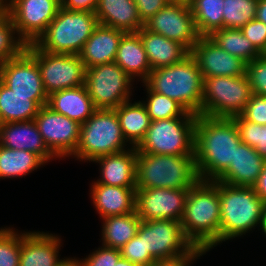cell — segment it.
I'll return each mask as SVG.
<instances>
[{"instance_id": "6da1fadb", "label": "cell", "mask_w": 266, "mask_h": 266, "mask_svg": "<svg viewBox=\"0 0 266 266\" xmlns=\"http://www.w3.org/2000/svg\"><path fill=\"white\" fill-rule=\"evenodd\" d=\"M241 142L231 118L197 115L195 161L200 180H217L233 163L235 148Z\"/></svg>"}, {"instance_id": "7a4b0ae2", "label": "cell", "mask_w": 266, "mask_h": 266, "mask_svg": "<svg viewBox=\"0 0 266 266\" xmlns=\"http://www.w3.org/2000/svg\"><path fill=\"white\" fill-rule=\"evenodd\" d=\"M220 220L217 181L199 180L189 189L180 220L185 237L209 251L220 243Z\"/></svg>"}, {"instance_id": "3957f363", "label": "cell", "mask_w": 266, "mask_h": 266, "mask_svg": "<svg viewBox=\"0 0 266 266\" xmlns=\"http://www.w3.org/2000/svg\"><path fill=\"white\" fill-rule=\"evenodd\" d=\"M220 199V243L245 235L258 224L263 229L266 203L254 187L231 186L217 181Z\"/></svg>"}, {"instance_id": "277c9868", "label": "cell", "mask_w": 266, "mask_h": 266, "mask_svg": "<svg viewBox=\"0 0 266 266\" xmlns=\"http://www.w3.org/2000/svg\"><path fill=\"white\" fill-rule=\"evenodd\" d=\"M143 83L151 91L176 101L187 112L202 115L203 77L191 55L177 64L151 70Z\"/></svg>"}, {"instance_id": "5b68a950", "label": "cell", "mask_w": 266, "mask_h": 266, "mask_svg": "<svg viewBox=\"0 0 266 266\" xmlns=\"http://www.w3.org/2000/svg\"><path fill=\"white\" fill-rule=\"evenodd\" d=\"M199 180L195 155L137 153L136 189L189 190Z\"/></svg>"}, {"instance_id": "8992f818", "label": "cell", "mask_w": 266, "mask_h": 266, "mask_svg": "<svg viewBox=\"0 0 266 266\" xmlns=\"http://www.w3.org/2000/svg\"><path fill=\"white\" fill-rule=\"evenodd\" d=\"M98 24L93 12L69 11L61 6L34 44L48 53L78 55Z\"/></svg>"}, {"instance_id": "52a82bcc", "label": "cell", "mask_w": 266, "mask_h": 266, "mask_svg": "<svg viewBox=\"0 0 266 266\" xmlns=\"http://www.w3.org/2000/svg\"><path fill=\"white\" fill-rule=\"evenodd\" d=\"M196 119V114L186 112L181 117L151 121L137 153L195 155Z\"/></svg>"}, {"instance_id": "ba28073f", "label": "cell", "mask_w": 266, "mask_h": 266, "mask_svg": "<svg viewBox=\"0 0 266 266\" xmlns=\"http://www.w3.org/2000/svg\"><path fill=\"white\" fill-rule=\"evenodd\" d=\"M114 109H97L81 124L79 145L73 154L81 161L124 151L126 143Z\"/></svg>"}, {"instance_id": "9c48e42d", "label": "cell", "mask_w": 266, "mask_h": 266, "mask_svg": "<svg viewBox=\"0 0 266 266\" xmlns=\"http://www.w3.org/2000/svg\"><path fill=\"white\" fill-rule=\"evenodd\" d=\"M249 80L242 76H215L203 79L202 115L231 118L240 115L251 96Z\"/></svg>"}, {"instance_id": "30bf717a", "label": "cell", "mask_w": 266, "mask_h": 266, "mask_svg": "<svg viewBox=\"0 0 266 266\" xmlns=\"http://www.w3.org/2000/svg\"><path fill=\"white\" fill-rule=\"evenodd\" d=\"M132 80L115 61L86 68L85 86L96 109H115L130 100Z\"/></svg>"}, {"instance_id": "8fae6325", "label": "cell", "mask_w": 266, "mask_h": 266, "mask_svg": "<svg viewBox=\"0 0 266 266\" xmlns=\"http://www.w3.org/2000/svg\"><path fill=\"white\" fill-rule=\"evenodd\" d=\"M25 50L36 60L48 96L85 84L86 67L79 55L48 53L34 43L27 44Z\"/></svg>"}, {"instance_id": "7c38bea8", "label": "cell", "mask_w": 266, "mask_h": 266, "mask_svg": "<svg viewBox=\"0 0 266 266\" xmlns=\"http://www.w3.org/2000/svg\"><path fill=\"white\" fill-rule=\"evenodd\" d=\"M137 235L143 238L145 252L156 261L182 257L194 248L176 220H141Z\"/></svg>"}, {"instance_id": "4fadbf2b", "label": "cell", "mask_w": 266, "mask_h": 266, "mask_svg": "<svg viewBox=\"0 0 266 266\" xmlns=\"http://www.w3.org/2000/svg\"><path fill=\"white\" fill-rule=\"evenodd\" d=\"M3 3L14 22L18 37L26 44L38 39L61 7L58 0H3Z\"/></svg>"}, {"instance_id": "5bb4252c", "label": "cell", "mask_w": 266, "mask_h": 266, "mask_svg": "<svg viewBox=\"0 0 266 266\" xmlns=\"http://www.w3.org/2000/svg\"><path fill=\"white\" fill-rule=\"evenodd\" d=\"M34 121L55 158L73 156L80 141L79 122L53 111L47 105L39 109Z\"/></svg>"}, {"instance_id": "9a60e30c", "label": "cell", "mask_w": 266, "mask_h": 266, "mask_svg": "<svg viewBox=\"0 0 266 266\" xmlns=\"http://www.w3.org/2000/svg\"><path fill=\"white\" fill-rule=\"evenodd\" d=\"M0 80L18 95H31L41 106L47 105L46 93L36 60L24 50L19 56L0 63Z\"/></svg>"}, {"instance_id": "2e32d148", "label": "cell", "mask_w": 266, "mask_h": 266, "mask_svg": "<svg viewBox=\"0 0 266 266\" xmlns=\"http://www.w3.org/2000/svg\"><path fill=\"white\" fill-rule=\"evenodd\" d=\"M189 190L171 188L136 189L135 211L143 221L182 218Z\"/></svg>"}, {"instance_id": "e0dca14e", "label": "cell", "mask_w": 266, "mask_h": 266, "mask_svg": "<svg viewBox=\"0 0 266 266\" xmlns=\"http://www.w3.org/2000/svg\"><path fill=\"white\" fill-rule=\"evenodd\" d=\"M144 27L169 40L181 43L189 51L201 37L190 7L183 5L168 4L146 21Z\"/></svg>"}, {"instance_id": "ac0fdd59", "label": "cell", "mask_w": 266, "mask_h": 266, "mask_svg": "<svg viewBox=\"0 0 266 266\" xmlns=\"http://www.w3.org/2000/svg\"><path fill=\"white\" fill-rule=\"evenodd\" d=\"M190 55L197 62L203 79L215 76H242L245 75L246 63L235 57L209 36H201L190 51Z\"/></svg>"}, {"instance_id": "d6986e66", "label": "cell", "mask_w": 266, "mask_h": 266, "mask_svg": "<svg viewBox=\"0 0 266 266\" xmlns=\"http://www.w3.org/2000/svg\"><path fill=\"white\" fill-rule=\"evenodd\" d=\"M0 146L33 152L46 163L55 157L46 146L34 120L0 124Z\"/></svg>"}, {"instance_id": "ffe728a7", "label": "cell", "mask_w": 266, "mask_h": 266, "mask_svg": "<svg viewBox=\"0 0 266 266\" xmlns=\"http://www.w3.org/2000/svg\"><path fill=\"white\" fill-rule=\"evenodd\" d=\"M61 239L44 232L21 233V258L19 266H59Z\"/></svg>"}, {"instance_id": "44dd1931", "label": "cell", "mask_w": 266, "mask_h": 266, "mask_svg": "<svg viewBox=\"0 0 266 266\" xmlns=\"http://www.w3.org/2000/svg\"><path fill=\"white\" fill-rule=\"evenodd\" d=\"M101 165V179L94 183L118 187H136L137 150L135 147L93 160Z\"/></svg>"}, {"instance_id": "7402d4cb", "label": "cell", "mask_w": 266, "mask_h": 266, "mask_svg": "<svg viewBox=\"0 0 266 266\" xmlns=\"http://www.w3.org/2000/svg\"><path fill=\"white\" fill-rule=\"evenodd\" d=\"M266 160L251 146L241 142L235 148L234 161L216 180L231 186L253 187Z\"/></svg>"}, {"instance_id": "603a6c76", "label": "cell", "mask_w": 266, "mask_h": 266, "mask_svg": "<svg viewBox=\"0 0 266 266\" xmlns=\"http://www.w3.org/2000/svg\"><path fill=\"white\" fill-rule=\"evenodd\" d=\"M126 32L98 24L78 54L86 68L114 62L122 36Z\"/></svg>"}, {"instance_id": "cb8c5ba5", "label": "cell", "mask_w": 266, "mask_h": 266, "mask_svg": "<svg viewBox=\"0 0 266 266\" xmlns=\"http://www.w3.org/2000/svg\"><path fill=\"white\" fill-rule=\"evenodd\" d=\"M92 184L91 198L101 218L125 215L135 211L136 187Z\"/></svg>"}, {"instance_id": "d4e9b609", "label": "cell", "mask_w": 266, "mask_h": 266, "mask_svg": "<svg viewBox=\"0 0 266 266\" xmlns=\"http://www.w3.org/2000/svg\"><path fill=\"white\" fill-rule=\"evenodd\" d=\"M137 33L152 70L177 64L190 55V51L181 43L151 32L144 26Z\"/></svg>"}, {"instance_id": "484cf974", "label": "cell", "mask_w": 266, "mask_h": 266, "mask_svg": "<svg viewBox=\"0 0 266 266\" xmlns=\"http://www.w3.org/2000/svg\"><path fill=\"white\" fill-rule=\"evenodd\" d=\"M95 15L98 23L124 32H138L141 21L134 0H98Z\"/></svg>"}, {"instance_id": "4316f807", "label": "cell", "mask_w": 266, "mask_h": 266, "mask_svg": "<svg viewBox=\"0 0 266 266\" xmlns=\"http://www.w3.org/2000/svg\"><path fill=\"white\" fill-rule=\"evenodd\" d=\"M47 106L80 124L88 120L97 110L85 84L51 93L48 96Z\"/></svg>"}, {"instance_id": "83f0119b", "label": "cell", "mask_w": 266, "mask_h": 266, "mask_svg": "<svg viewBox=\"0 0 266 266\" xmlns=\"http://www.w3.org/2000/svg\"><path fill=\"white\" fill-rule=\"evenodd\" d=\"M115 62L133 79L144 82L151 72L147 53L137 32L125 33L117 50Z\"/></svg>"}, {"instance_id": "f1b7e54d", "label": "cell", "mask_w": 266, "mask_h": 266, "mask_svg": "<svg viewBox=\"0 0 266 266\" xmlns=\"http://www.w3.org/2000/svg\"><path fill=\"white\" fill-rule=\"evenodd\" d=\"M41 107L31 95L15 94L0 80V124L34 120Z\"/></svg>"}, {"instance_id": "f546056e", "label": "cell", "mask_w": 266, "mask_h": 266, "mask_svg": "<svg viewBox=\"0 0 266 266\" xmlns=\"http://www.w3.org/2000/svg\"><path fill=\"white\" fill-rule=\"evenodd\" d=\"M129 101L123 102L114 110L118 116L125 140L136 148L143 140L151 120L143 102L139 101L132 104Z\"/></svg>"}, {"instance_id": "4dcf8cb0", "label": "cell", "mask_w": 266, "mask_h": 266, "mask_svg": "<svg viewBox=\"0 0 266 266\" xmlns=\"http://www.w3.org/2000/svg\"><path fill=\"white\" fill-rule=\"evenodd\" d=\"M102 219V245L115 249H121L136 236L141 223L136 211Z\"/></svg>"}, {"instance_id": "1f68e13d", "label": "cell", "mask_w": 266, "mask_h": 266, "mask_svg": "<svg viewBox=\"0 0 266 266\" xmlns=\"http://www.w3.org/2000/svg\"><path fill=\"white\" fill-rule=\"evenodd\" d=\"M45 163L33 152L0 146V179L27 175Z\"/></svg>"}, {"instance_id": "d6a6232c", "label": "cell", "mask_w": 266, "mask_h": 266, "mask_svg": "<svg viewBox=\"0 0 266 266\" xmlns=\"http://www.w3.org/2000/svg\"><path fill=\"white\" fill-rule=\"evenodd\" d=\"M209 37L226 52L239 57L246 64L261 55L241 29L222 28L214 31Z\"/></svg>"}, {"instance_id": "836d02e7", "label": "cell", "mask_w": 266, "mask_h": 266, "mask_svg": "<svg viewBox=\"0 0 266 266\" xmlns=\"http://www.w3.org/2000/svg\"><path fill=\"white\" fill-rule=\"evenodd\" d=\"M224 0H192L189 6L200 36H210L223 28Z\"/></svg>"}, {"instance_id": "e575fe53", "label": "cell", "mask_w": 266, "mask_h": 266, "mask_svg": "<svg viewBox=\"0 0 266 266\" xmlns=\"http://www.w3.org/2000/svg\"><path fill=\"white\" fill-rule=\"evenodd\" d=\"M15 33L17 35L14 22L6 5L2 2L0 4V63L16 58L26 49L27 44L20 37H15Z\"/></svg>"}, {"instance_id": "d590c367", "label": "cell", "mask_w": 266, "mask_h": 266, "mask_svg": "<svg viewBox=\"0 0 266 266\" xmlns=\"http://www.w3.org/2000/svg\"><path fill=\"white\" fill-rule=\"evenodd\" d=\"M257 0H224L223 28L241 29L256 17Z\"/></svg>"}, {"instance_id": "8d00e7d4", "label": "cell", "mask_w": 266, "mask_h": 266, "mask_svg": "<svg viewBox=\"0 0 266 266\" xmlns=\"http://www.w3.org/2000/svg\"><path fill=\"white\" fill-rule=\"evenodd\" d=\"M148 98L147 103L142 101L151 121L170 119L183 116L187 111L176 101L153 92L146 86Z\"/></svg>"}, {"instance_id": "74e56055", "label": "cell", "mask_w": 266, "mask_h": 266, "mask_svg": "<svg viewBox=\"0 0 266 266\" xmlns=\"http://www.w3.org/2000/svg\"><path fill=\"white\" fill-rule=\"evenodd\" d=\"M231 119L236 124L241 141L253 147L266 160V125L249 122L240 115Z\"/></svg>"}, {"instance_id": "f35d334b", "label": "cell", "mask_w": 266, "mask_h": 266, "mask_svg": "<svg viewBox=\"0 0 266 266\" xmlns=\"http://www.w3.org/2000/svg\"><path fill=\"white\" fill-rule=\"evenodd\" d=\"M21 234L13 228L0 229V266H19Z\"/></svg>"}, {"instance_id": "ab89813d", "label": "cell", "mask_w": 266, "mask_h": 266, "mask_svg": "<svg viewBox=\"0 0 266 266\" xmlns=\"http://www.w3.org/2000/svg\"><path fill=\"white\" fill-rule=\"evenodd\" d=\"M245 74L250 83L251 93L266 96V57L261 54L247 63Z\"/></svg>"}, {"instance_id": "60d3db41", "label": "cell", "mask_w": 266, "mask_h": 266, "mask_svg": "<svg viewBox=\"0 0 266 266\" xmlns=\"http://www.w3.org/2000/svg\"><path fill=\"white\" fill-rule=\"evenodd\" d=\"M121 256L139 266H152L156 260L145 252L143 238L134 236L128 243L120 249Z\"/></svg>"}, {"instance_id": "b9f144b4", "label": "cell", "mask_w": 266, "mask_h": 266, "mask_svg": "<svg viewBox=\"0 0 266 266\" xmlns=\"http://www.w3.org/2000/svg\"><path fill=\"white\" fill-rule=\"evenodd\" d=\"M240 116L249 122L266 125V96L251 94Z\"/></svg>"}, {"instance_id": "7bdbcfd3", "label": "cell", "mask_w": 266, "mask_h": 266, "mask_svg": "<svg viewBox=\"0 0 266 266\" xmlns=\"http://www.w3.org/2000/svg\"><path fill=\"white\" fill-rule=\"evenodd\" d=\"M121 257L120 249L102 245L80 263L82 266H115Z\"/></svg>"}, {"instance_id": "ee69618b", "label": "cell", "mask_w": 266, "mask_h": 266, "mask_svg": "<svg viewBox=\"0 0 266 266\" xmlns=\"http://www.w3.org/2000/svg\"><path fill=\"white\" fill-rule=\"evenodd\" d=\"M244 36L262 54L266 49V24L256 18L241 28Z\"/></svg>"}, {"instance_id": "f6af8a7d", "label": "cell", "mask_w": 266, "mask_h": 266, "mask_svg": "<svg viewBox=\"0 0 266 266\" xmlns=\"http://www.w3.org/2000/svg\"><path fill=\"white\" fill-rule=\"evenodd\" d=\"M143 23L168 5L166 0H134Z\"/></svg>"}, {"instance_id": "bcb514c9", "label": "cell", "mask_w": 266, "mask_h": 266, "mask_svg": "<svg viewBox=\"0 0 266 266\" xmlns=\"http://www.w3.org/2000/svg\"><path fill=\"white\" fill-rule=\"evenodd\" d=\"M207 250L194 247L188 254L171 260L156 261L152 266H189L193 260L205 254Z\"/></svg>"}, {"instance_id": "7dc6e473", "label": "cell", "mask_w": 266, "mask_h": 266, "mask_svg": "<svg viewBox=\"0 0 266 266\" xmlns=\"http://www.w3.org/2000/svg\"><path fill=\"white\" fill-rule=\"evenodd\" d=\"M98 0H63L61 6L69 11H88L95 13Z\"/></svg>"}, {"instance_id": "c3c4849f", "label": "cell", "mask_w": 266, "mask_h": 266, "mask_svg": "<svg viewBox=\"0 0 266 266\" xmlns=\"http://www.w3.org/2000/svg\"><path fill=\"white\" fill-rule=\"evenodd\" d=\"M253 187L256 194L266 203V162L256 184Z\"/></svg>"}, {"instance_id": "681fc988", "label": "cell", "mask_w": 266, "mask_h": 266, "mask_svg": "<svg viewBox=\"0 0 266 266\" xmlns=\"http://www.w3.org/2000/svg\"><path fill=\"white\" fill-rule=\"evenodd\" d=\"M255 18L266 24V0H257V11Z\"/></svg>"}, {"instance_id": "f907efd6", "label": "cell", "mask_w": 266, "mask_h": 266, "mask_svg": "<svg viewBox=\"0 0 266 266\" xmlns=\"http://www.w3.org/2000/svg\"><path fill=\"white\" fill-rule=\"evenodd\" d=\"M59 266H82L80 261L76 258H63V262Z\"/></svg>"}, {"instance_id": "816d5d0a", "label": "cell", "mask_w": 266, "mask_h": 266, "mask_svg": "<svg viewBox=\"0 0 266 266\" xmlns=\"http://www.w3.org/2000/svg\"><path fill=\"white\" fill-rule=\"evenodd\" d=\"M168 4L183 5L189 7L192 0H166Z\"/></svg>"}, {"instance_id": "f5cc1de1", "label": "cell", "mask_w": 266, "mask_h": 266, "mask_svg": "<svg viewBox=\"0 0 266 266\" xmlns=\"http://www.w3.org/2000/svg\"><path fill=\"white\" fill-rule=\"evenodd\" d=\"M115 266H139L138 264L132 263L131 261L121 257Z\"/></svg>"}, {"instance_id": "db71d44e", "label": "cell", "mask_w": 266, "mask_h": 266, "mask_svg": "<svg viewBox=\"0 0 266 266\" xmlns=\"http://www.w3.org/2000/svg\"><path fill=\"white\" fill-rule=\"evenodd\" d=\"M262 231L264 232V235L266 236V207H265V218H264V225Z\"/></svg>"}, {"instance_id": "11a10c76", "label": "cell", "mask_w": 266, "mask_h": 266, "mask_svg": "<svg viewBox=\"0 0 266 266\" xmlns=\"http://www.w3.org/2000/svg\"><path fill=\"white\" fill-rule=\"evenodd\" d=\"M262 55H264V56L266 57V49H265V51L262 53Z\"/></svg>"}]
</instances>
